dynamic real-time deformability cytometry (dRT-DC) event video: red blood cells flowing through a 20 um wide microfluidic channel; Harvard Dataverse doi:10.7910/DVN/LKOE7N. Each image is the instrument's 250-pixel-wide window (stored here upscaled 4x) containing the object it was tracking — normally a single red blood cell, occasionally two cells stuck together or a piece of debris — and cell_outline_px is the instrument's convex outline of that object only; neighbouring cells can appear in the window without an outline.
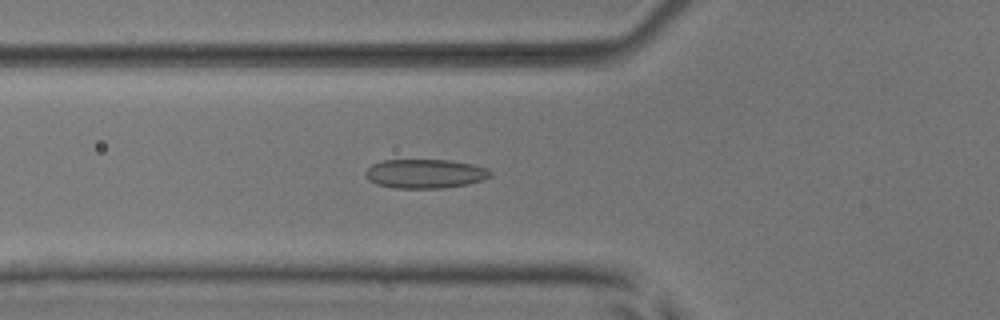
{"species": "common noctule bat (a hibernating species)", "species_latin": "Nyctalus noctula", "temperature_condition": "room temperature", "stored_images_in_passage": 34, "camera_frame_rate_fps": 3000, "um_per_image_px": 0.085, "animal": {"sex": "male", "body_mass_g": 17.9, "forearm_length_mm": 54.2}, "frame": {"image": 1, "passage_image": 7, "time_ms": 2.0, "image_size_px": [1000, 320], "cell_outline_px": [[492, 176], [484, 180], [468, 184], [444, 188], [396, 188], [376, 184], [368, 180], [364, 176], [364, 172], [372, 164], [384, 160], [448, 160], [472, 164], [488, 168], [492, 172]], "centroid_in_image_um": [36.14, 14.77], "position_along_channel_um": 89.7, "area_um2": 21.39}}
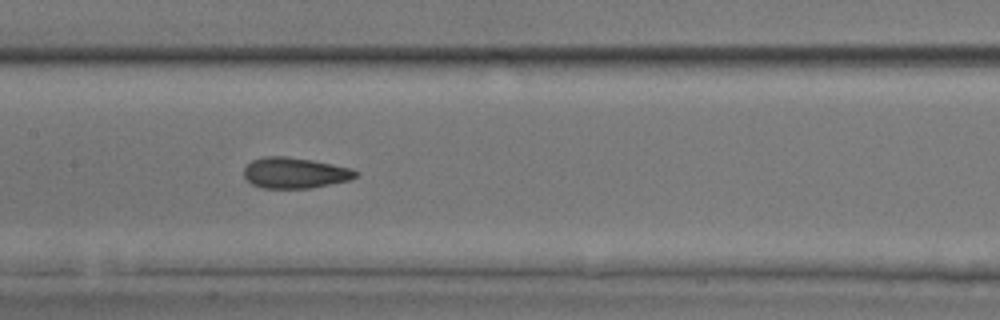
{"frame": {"image": 2, "passage_image": 14, "time_ms": 4.333, "image_size_px": [1000, 320], "cell_outline_px": [[360, 172], [356, 176], [348, 180], [312, 188], [260, 188], [252, 184], [244, 176], [244, 168], [252, 160], [264, 156], [288, 156], [312, 160], [352, 168]], "centroid_in_image_um": [25.06, 14.69], "position_along_channel_um": 182.3, "area_um2": 20.11}}
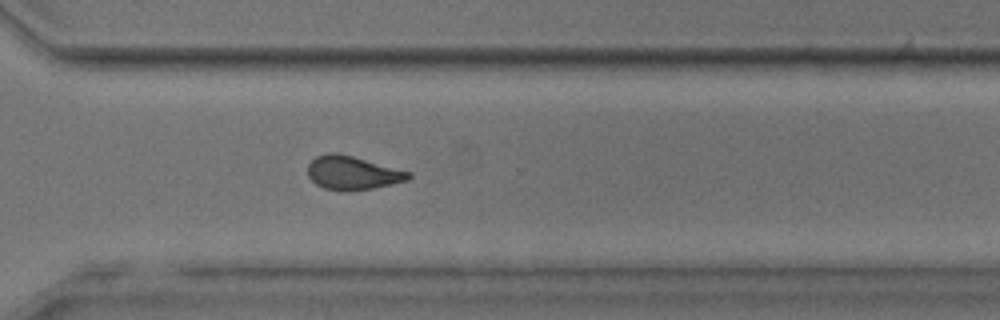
{"frame": {"image": 3, "passage_image": 26, "time_ms": 8.333, "image_size_px": [1000, 320], "cell_outline_px": [[412, 176], [408, 180], [392, 184], [372, 188], [344, 192], [324, 188], [316, 184], [308, 176], [308, 164], [316, 156], [328, 152], [336, 152], [352, 156], [412, 172]], "centroid_in_image_um": [29.96, 14.7], "position_along_channel_um": 340.6, "area_um2": 19.83}, "authors_computed_cell_mechanics": {"area_um2": 19.9699, "velocity_mm_per_s": 3.9631, "shape_relaxation_time_tau1_ms": 10.0784, "shape_relaxation_time_tau2_ms": 1.8341, "deformation_change_tau1": 0.2045, "deformation_change_tau2": 0.0869}}